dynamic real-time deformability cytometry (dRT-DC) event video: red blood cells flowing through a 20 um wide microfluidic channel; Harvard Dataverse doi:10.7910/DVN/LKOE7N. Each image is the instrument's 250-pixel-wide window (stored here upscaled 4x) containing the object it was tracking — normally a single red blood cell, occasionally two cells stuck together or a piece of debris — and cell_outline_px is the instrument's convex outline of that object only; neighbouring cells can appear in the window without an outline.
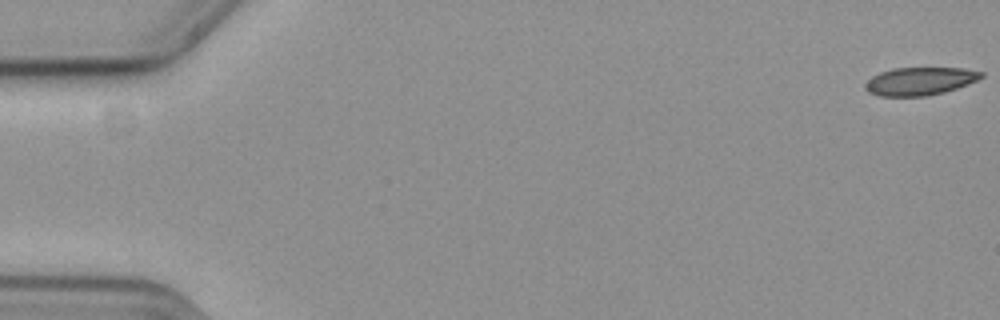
{"species": "common noctule bat (a hibernating species)", "species_latin": "Nyctalus noctula", "temperature_condition": "cold", "stored_images_in_passage": 58, "camera_frame_rate_fps": 3000, "um_per_image_px": 0.085, "animal": {"sex": "female", "body_mass_g": 19.3, "forearm_length_mm": 54.1}, "frame": {"image": 1, "passage_image": 1, "time_ms": 0.0, "image_size_px": [1000, 320], "cell_outline_px": [[984, 76], [968, 84], [944, 92], [924, 96], [880, 96], [868, 92], [864, 88], [864, 84], [872, 76], [880, 72], [892, 68], [964, 68], [984, 72]], "centroid_in_image_um": [78.17, 6.89], "position_along_channel_um": 6.8, "area_um2": 18.9}}
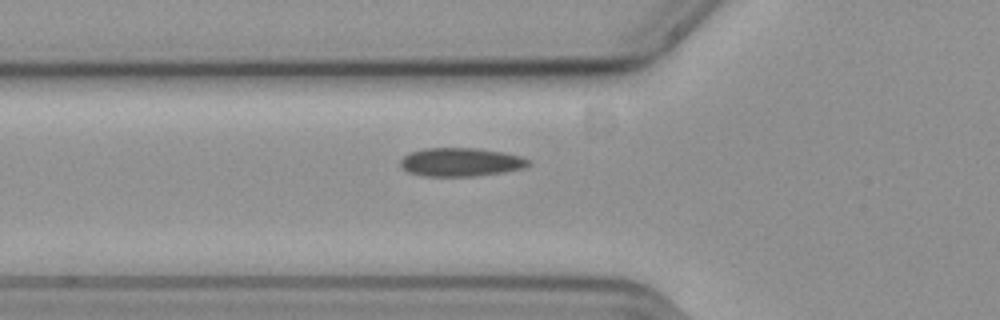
{"frame": {"image": 2, "passage_image": 21, "time_ms": 6.667, "image_size_px": [1000, 320], "cell_outline_px": [[532, 164], [524, 168], [504, 172], [472, 176], [424, 176], [408, 172], [400, 168], [400, 160], [408, 152], [424, 148], [476, 148], [504, 152], [520, 156], [532, 160]], "centroid_in_image_um": [39.17, 13.77], "position_along_channel_um": 86.6, "area_um2": 21.56}}
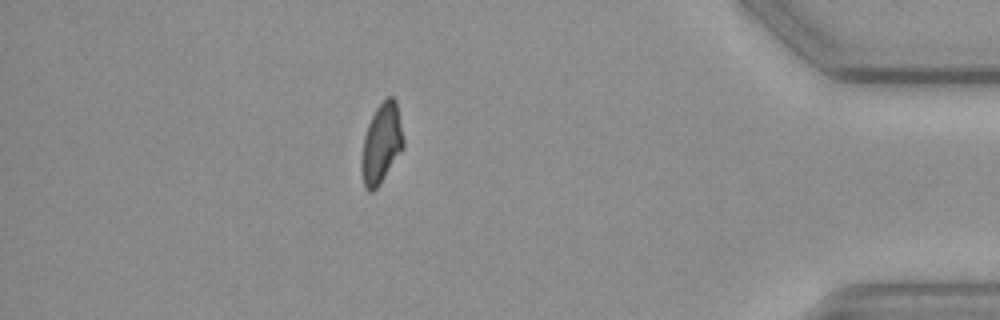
{"frame": {"image": 3, "passage_image": 51, "time_ms": 16.667, "image_size_px": [1000, 320], "cell_outline_px": [[404, 148], [380, 184], [372, 192], [368, 192], [364, 188], [360, 172], [360, 160], [364, 136], [368, 124], [376, 108], [388, 96], [392, 96], [396, 100], [404, 140]], "centroid_in_image_um": [32.4, 12.25], "position_along_channel_um": 402.8, "area_um2": 19.77}, "authors_computed_cell_mechanics": {"area_um2": 20.4034, "velocity_mm_per_s": 3.6116, "shape_relaxation_time_tau1_ms": null, "shape_relaxation_time_tau2_ms": 7.6258, "deformation_change_tau1": null, "deformation_change_tau2": 0.1199}}